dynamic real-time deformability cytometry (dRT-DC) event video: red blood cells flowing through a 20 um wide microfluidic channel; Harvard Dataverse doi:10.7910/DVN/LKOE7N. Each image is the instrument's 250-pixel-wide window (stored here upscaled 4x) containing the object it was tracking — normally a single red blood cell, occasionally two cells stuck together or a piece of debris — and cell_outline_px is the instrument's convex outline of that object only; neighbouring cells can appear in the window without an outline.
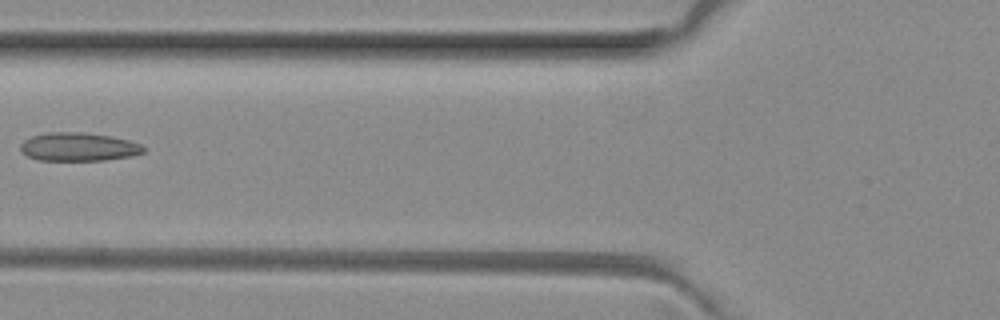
{"species": "common noctule bat (a hibernating species)", "species_latin": "Nyctalus noctula", "temperature_condition": "room temperature", "stored_images_in_passage": 5, "camera_frame_rate_fps": 3000, "um_per_image_px": 0.085, "animal": {"sex": "female", "body_mass_g": 29.2, "forearm_length_mm": 56.3}, "frame": {"image": 1, "passage_image": 5, "time_ms": 1.333, "image_size_px": [1000, 320], "cell_outline_px": [[148, 148], [144, 152], [132, 156], [104, 160], [40, 160], [28, 156], [20, 148], [20, 144], [24, 140], [32, 136], [48, 132], [80, 132], [112, 136], [128, 140], [140, 144]], "centroid_in_image_um": [6.71, 12.48], "position_along_channel_um": 119.1, "area_um2": 20.35}}